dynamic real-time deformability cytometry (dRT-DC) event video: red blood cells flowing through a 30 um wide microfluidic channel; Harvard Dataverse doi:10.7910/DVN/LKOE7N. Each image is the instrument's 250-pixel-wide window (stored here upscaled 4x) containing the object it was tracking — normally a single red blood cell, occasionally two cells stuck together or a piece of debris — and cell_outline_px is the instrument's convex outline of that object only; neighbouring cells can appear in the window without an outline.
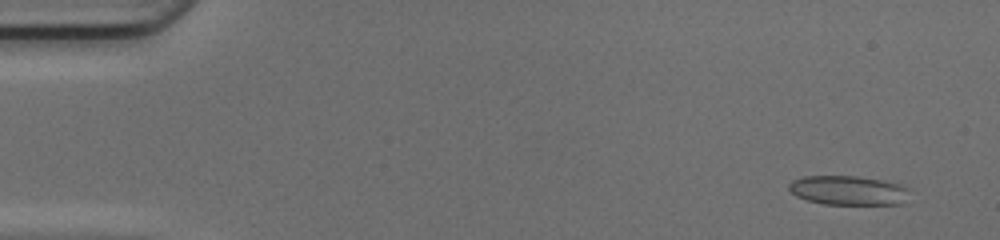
{"species": "common noctule bat (a hibernating species)", "species_latin": "Nyctalus noctula", "temperature_condition": "cold", "stored_images_in_passage": 50, "camera_frame_rate_fps": 3000, "um_per_image_px": 0.085, "animal": {"sex": "female", "body_mass_g": 17.0, "forearm_length_mm": 48.0}, "frame": {"image": 1, "passage_image": 3, "time_ms": 0.667, "image_size_px": [1000, 240], "cell_outline_px": [[908, 188], [904, 204], [824, 204], [808, 200], [796, 196], [788, 188], [788, 184], [792, 180], [804, 176], [856, 176], [880, 180], [900, 184]], "centroid_in_image_um": [72.07, 16.18], "position_along_channel_um": 12.9, "area_um2": 20.46}}
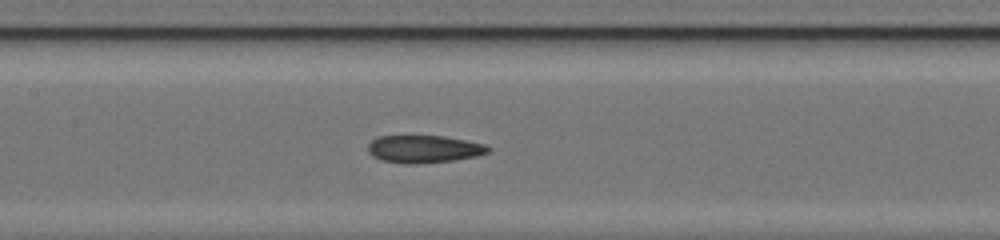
{"frame": {"image": 2, "passage_image": 24, "time_ms": 7.667, "image_size_px": [1000, 240], "cell_outline_px": [[492, 148], [488, 152], [476, 156], [452, 160], [416, 164], [408, 164], [380, 160], [372, 156], [368, 152], [368, 144], [372, 140], [380, 136], [444, 136], [484, 144]], "centroid_in_image_um": [36.01, 12.67], "position_along_channel_um": 171.4, "area_um2": 19.19}}
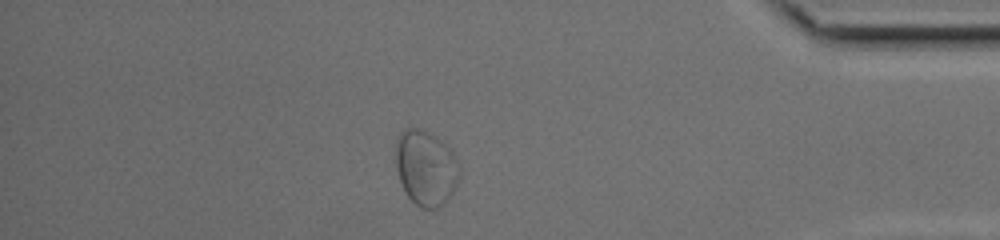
{"frame": {"image": 3, "passage_image": 43, "time_ms": 14.0, "image_size_px": [1000, 240], "cell_outline_px": [[460, 176], [452, 192], [444, 204], [436, 208], [420, 208], [408, 196], [400, 180], [396, 168], [396, 136], [404, 128], [420, 128], [436, 136], [448, 144], [456, 160], [460, 172]], "centroid_in_image_um": [36.19, 14.23], "position_along_channel_um": 399.0, "area_um2": 28.03}, "authors_computed_cell_mechanics": {"area_um2": 20.519, "velocity_mm_per_s": 4.1668, "shape_relaxation_time_tau1_ms": 6.1463, "shape_relaxation_time_tau2_ms": 2.9957, "deformation_change_tau1": 0.1556, "deformation_change_tau2": 0.0863}}